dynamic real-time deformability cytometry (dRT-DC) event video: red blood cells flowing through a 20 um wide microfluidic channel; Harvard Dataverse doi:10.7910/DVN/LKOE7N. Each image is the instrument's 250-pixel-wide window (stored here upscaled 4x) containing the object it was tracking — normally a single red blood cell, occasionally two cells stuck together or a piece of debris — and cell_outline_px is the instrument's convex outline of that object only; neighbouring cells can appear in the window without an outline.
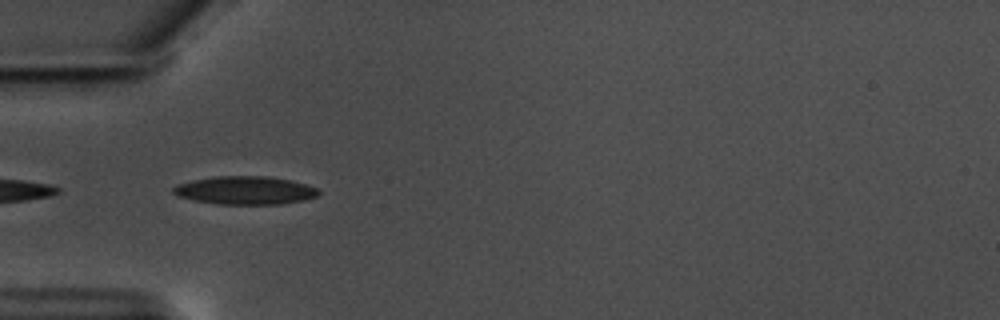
{"species": "common noctule bat (a hibernating species)", "species_latin": "Nyctalus noctula", "temperature_condition": "warm", "stored_images_in_passage": 22, "camera_frame_rate_fps": 3000, "um_per_image_px": 0.085, "animal": {"sex": "male", "body_mass_g": 17.5, "forearm_length_mm": 52.3}, "frame": {"image": 1, "passage_image": 1, "time_ms": 0.0, "image_size_px": [1000, 320], "cell_outline_px": [[320, 192], [316, 196], [304, 200], [280, 204], [216, 204], [192, 200], [176, 196], [172, 192], [172, 188], [176, 184], [192, 180], [212, 176], [264, 176], [292, 180], [320, 188]], "centroid_in_image_um": [20.81, 16.18], "position_along_channel_um": 64.2, "area_um2": 24.16}}
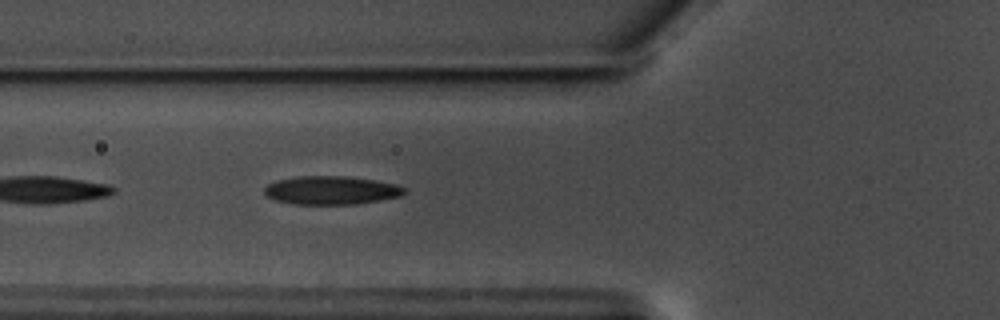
{"frame": {"image": 2, "passage_image": 4, "time_ms": 1.0, "image_size_px": [1000, 320], "cell_outline_px": [[408, 192], [400, 196], [380, 200], [356, 204], [292, 204], [276, 200], [264, 196], [264, 188], [268, 184], [276, 180], [300, 176], [344, 176], [376, 180], [396, 184], [404, 188]], "centroid_in_image_um": [28.14, 16.17], "position_along_channel_um": 97.7, "area_um2": 23.29}}